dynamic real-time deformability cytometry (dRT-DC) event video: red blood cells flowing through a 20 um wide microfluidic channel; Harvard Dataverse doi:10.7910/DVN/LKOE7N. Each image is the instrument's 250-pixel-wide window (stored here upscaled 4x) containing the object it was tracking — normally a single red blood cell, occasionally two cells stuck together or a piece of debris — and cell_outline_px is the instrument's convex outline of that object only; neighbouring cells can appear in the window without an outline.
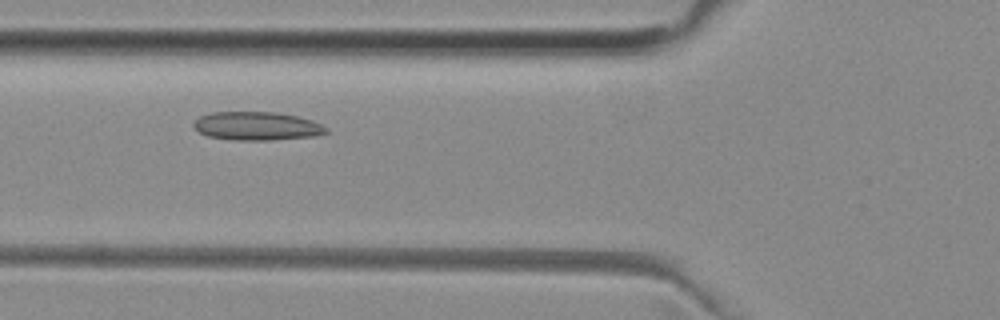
{"species": "common noctule bat (a hibernating species)", "species_latin": "Nyctalus noctula", "temperature_condition": "room temperature", "stored_images_in_passage": 32, "camera_frame_rate_fps": 3000, "um_per_image_px": 0.085, "animal": {"sex": "female", "body_mass_g": 29.2, "forearm_length_mm": 56.3}, "frame": {"image": 1, "passage_image": 9, "time_ms": 2.667, "image_size_px": [1000, 320], "cell_outline_px": [[328, 132], [316, 136], [272, 140], [236, 140], [208, 136], [200, 132], [192, 124], [200, 116], [212, 112], [276, 112], [296, 116], [312, 120], [328, 128]], "centroid_in_image_um": [21.86, 10.71], "position_along_channel_um": 103.9, "area_um2": 21.91}}
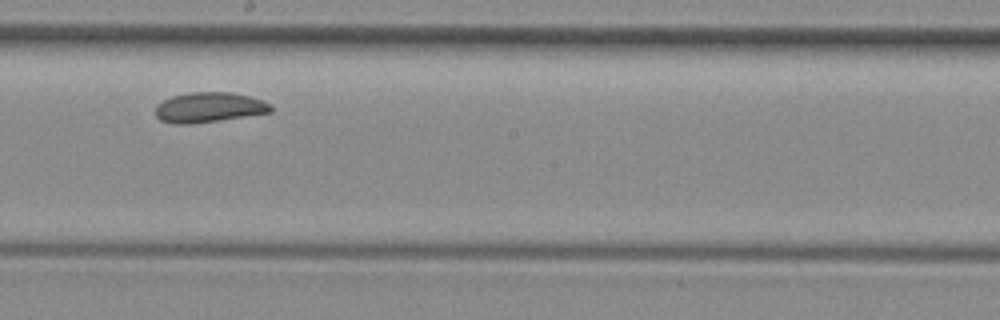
{"frame": {"image": 2, "passage_image": 19, "time_ms": 6.0, "image_size_px": [1000, 320], "cell_outline_px": [[272, 112], [192, 124], [176, 124], [160, 120], [156, 116], [156, 104], [172, 96], [188, 92], [232, 92], [248, 96], [272, 104]], "centroid_in_image_um": [17.75, 9.12], "position_along_channel_um": 230.5, "area_um2": 20.17}}
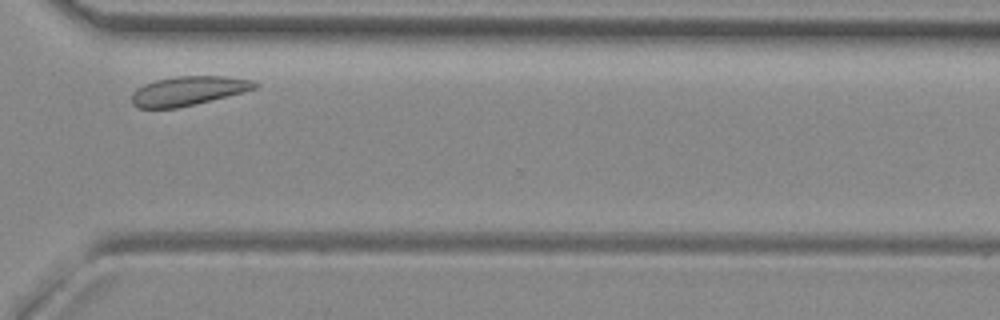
{"frame": {"image": 3, "passage_image": 29, "time_ms": 9.333, "image_size_px": [1000, 320], "cell_outline_px": [[260, 84], [256, 88], [244, 92], [196, 104], [176, 108], [136, 108], [132, 104], [132, 92], [136, 88], [144, 84], [156, 80], [176, 76], [228, 76], [252, 80]], "centroid_in_image_um": [16.0, 7.72], "position_along_channel_um": 354.6, "area_um2": 21.1}, "authors_computed_cell_mechanics": {"area_um2": 20.808, "velocity_mm_per_s": 3.7557, "shape_relaxation_time_tau1_ms": 6.0896, "shape_relaxation_time_tau2_ms": null, "deformation_change_tau1": 0.0961, "deformation_change_tau2": null}}